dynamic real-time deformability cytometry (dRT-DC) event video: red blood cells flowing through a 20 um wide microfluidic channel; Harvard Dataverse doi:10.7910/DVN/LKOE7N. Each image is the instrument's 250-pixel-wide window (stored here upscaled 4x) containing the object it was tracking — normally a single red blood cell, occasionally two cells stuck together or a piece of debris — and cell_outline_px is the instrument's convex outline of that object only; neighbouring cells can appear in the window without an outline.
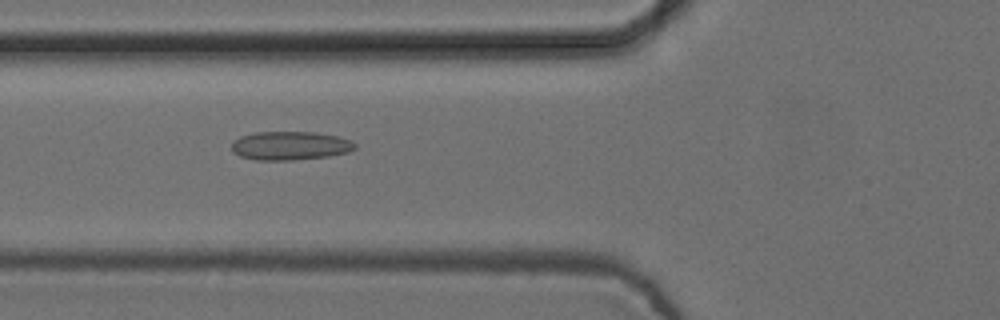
{"species": "common noctule bat (a hibernating species)", "species_latin": "Nyctalus noctula", "temperature_condition": "cold", "stored_images_in_passage": 55, "camera_frame_rate_fps": 3000, "um_per_image_px": 0.085, "animal": {"sex": "female", "body_mass_g": 24.6, "forearm_length_mm": 56.2}, "frame": {"image": 1, "passage_image": 21, "time_ms": 6.667, "image_size_px": [1000, 320], "cell_outline_px": [[356, 148], [348, 152], [328, 156], [292, 160], [256, 160], [240, 156], [232, 152], [232, 140], [240, 136], [256, 132], [316, 132], [336, 136], [352, 140], [356, 144]], "centroid_in_image_um": [24.64, 12.38], "position_along_channel_um": 101.2, "area_um2": 20.69}}
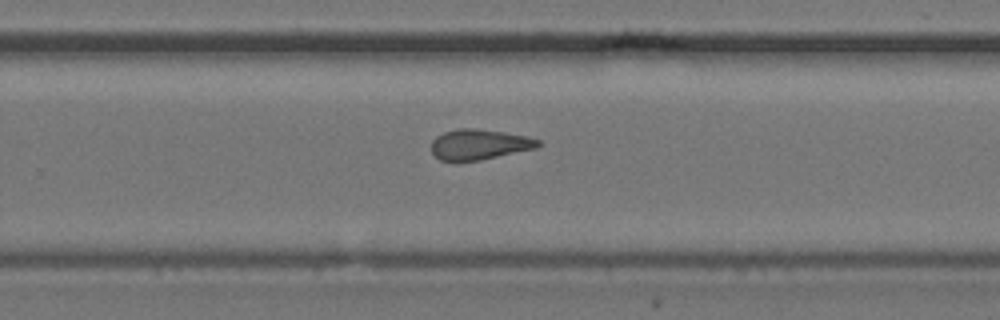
{"frame": {"image": 2, "passage_image": 36, "time_ms": 11.667, "image_size_px": [1000, 320], "cell_outline_px": [[540, 144], [536, 148], [480, 160], [440, 160], [432, 152], [432, 140], [436, 136], [444, 132], [460, 128], [476, 128], [504, 132], [528, 136], [540, 140]], "centroid_in_image_um": [40.75, 12.26], "position_along_channel_um": 289.1, "area_um2": 18.73}}
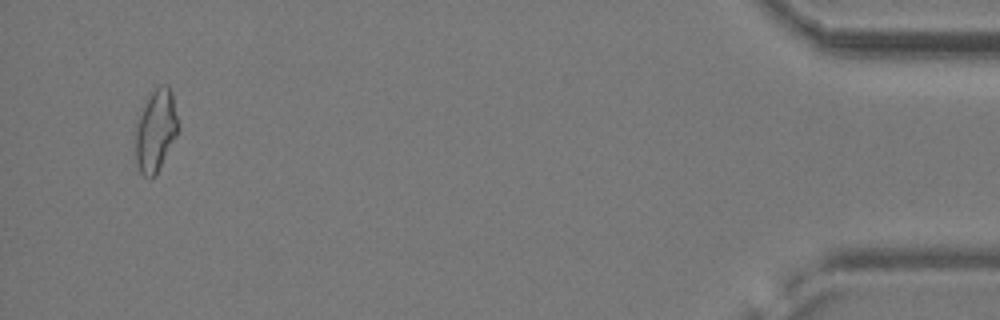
{"frame": {"image": 3, "passage_image": 53, "time_ms": 17.333, "image_size_px": [1000, 320], "cell_outline_px": [[180, 128], [156, 176], [148, 180], [140, 172], [136, 160], [136, 124], [148, 92], [160, 84], [168, 84], [172, 92]], "centroid_in_image_um": [13.25, 11.06], "position_along_channel_um": 422.0, "area_um2": 20.87}, "authors_computed_cell_mechanics": {"area_um2": 19.8254, "velocity_mm_per_s": 3.7592, "shape_relaxation_time_tau1_ms": null, "shape_relaxation_time_tau2_ms": 2.4948, "deformation_change_tau1": null, "deformation_change_tau2": 0.1052}}